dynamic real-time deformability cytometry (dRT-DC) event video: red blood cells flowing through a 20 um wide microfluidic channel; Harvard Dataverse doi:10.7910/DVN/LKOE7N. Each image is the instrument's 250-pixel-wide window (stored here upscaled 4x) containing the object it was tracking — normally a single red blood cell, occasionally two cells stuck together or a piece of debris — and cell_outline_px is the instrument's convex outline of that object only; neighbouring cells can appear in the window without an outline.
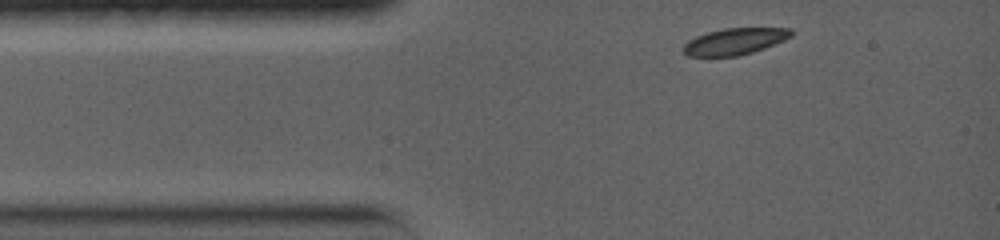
{"species": "common noctule bat (a hibernating species)", "species_latin": "Nyctalus noctula", "temperature_condition": "warm", "stored_images_in_passage": 2, "camera_frame_rate_fps": 5000, "um_per_image_px": 0.085, "animal": {"sex": "female", "body_mass_g": 19.0, "forearm_length_mm": 56.7}, "frame": {"image": 1, "passage_image": 1, "time_ms": 0.0, "image_size_px": [1000, 240], "cell_outline_px": [[792, 36], [784, 40], [764, 48], [752, 52], [736, 56], [688, 56], [684, 52], [684, 44], [688, 40], [696, 36], [708, 32], [724, 28], [792, 28]], "centroid_in_image_um": [62.45, 3.51], "position_along_channel_um": 22.5, "area_um2": 16.53}}